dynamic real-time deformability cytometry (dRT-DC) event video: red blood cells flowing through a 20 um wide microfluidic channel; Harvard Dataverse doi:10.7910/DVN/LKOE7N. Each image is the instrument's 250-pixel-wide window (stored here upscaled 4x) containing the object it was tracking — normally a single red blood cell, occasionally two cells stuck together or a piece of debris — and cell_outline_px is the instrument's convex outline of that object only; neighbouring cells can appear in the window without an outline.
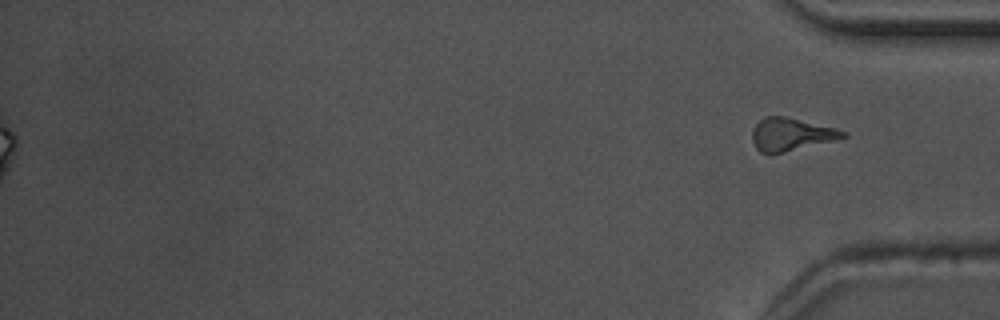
{"species": "common noctule bat (a hibernating species)", "species_latin": "Nyctalus noctula", "temperature_condition": "warm", "stored_images_in_passage": 58, "segment_of_instrument_passage": [2, 2], "camera_frame_rate_fps": 3000, "um_per_image_px": 0.085, "animal": {"sex": "male", "body_mass_g": 17.5, "forearm_length_mm": 52.3}, "frame": {"image": 1, "passage_image": 58, "time_ms": 19.0, "image_size_px": [1000, 320], "cell_outline_px": [[848, 136], [836, 140], [780, 152], [760, 152], [756, 148], [752, 140], [752, 132], [756, 124], [764, 116], [788, 116], [836, 128], [844, 132]], "centroid_in_image_um": [67.24, 11.38], "position_along_channel_um": 368.0, "area_um2": 17.05}}